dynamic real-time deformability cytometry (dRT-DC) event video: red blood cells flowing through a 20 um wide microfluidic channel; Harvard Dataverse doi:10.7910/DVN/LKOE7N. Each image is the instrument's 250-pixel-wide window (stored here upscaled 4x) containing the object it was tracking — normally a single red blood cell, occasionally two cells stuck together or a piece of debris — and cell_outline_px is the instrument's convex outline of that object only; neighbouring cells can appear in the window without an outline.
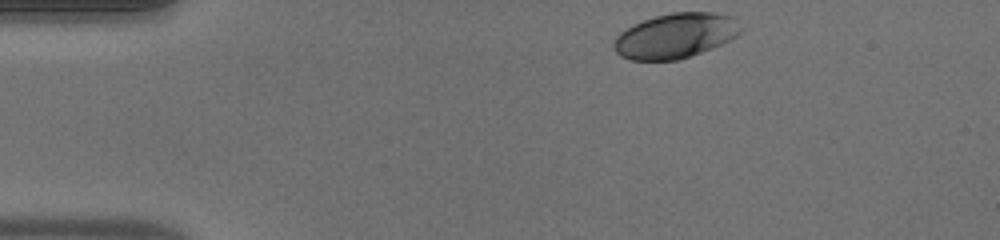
{"species": "human", "species_latin": "Homo sapiens", "temperature_condition": "warm", "stored_images_in_passage": 35, "camera_frame_rate_fps": 3000, "um_per_image_px": 0.085, "donor": {"sex": "male"}, "frame": {"image": 1, "passage_image": 1, "time_ms": 0.0, "image_size_px": [1000, 240], "cell_outline_px": [[744, 28], [736, 36], [712, 48], [676, 60], [632, 60], [620, 56], [612, 48], [612, 44], [616, 36], [620, 32], [644, 20], [656, 16], [672, 12], [716, 12], [732, 16]], "centroid_in_image_um": [57.41, 3.03], "position_along_channel_um": 27.6, "area_um2": 33.12}}
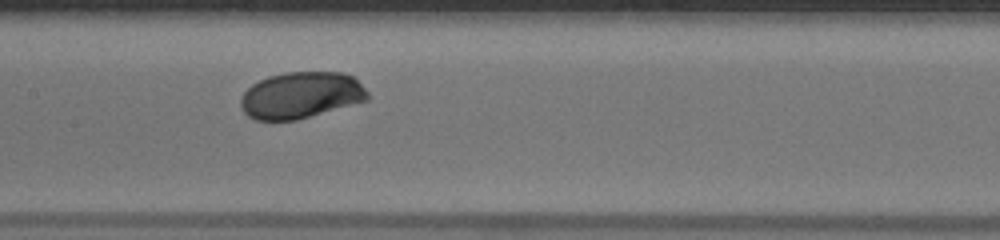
{"frame": {"image": 2, "passage_image": 18, "time_ms": 5.667, "image_size_px": [1000, 240], "cell_outline_px": [[368, 100], [296, 120], [256, 120], [248, 116], [244, 112], [240, 104], [240, 96], [252, 84], [268, 76], [284, 72], [340, 72], [352, 76], [368, 92]], "centroid_in_image_um": [25.55, 8.09], "position_along_channel_um": 181.9, "area_um2": 34.28}}
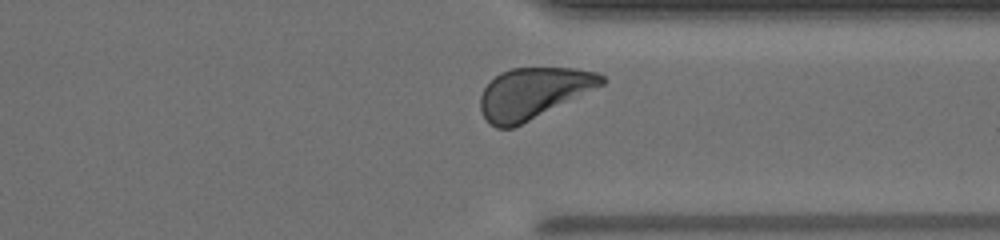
{"frame": {"image": 3, "passage_image": 32, "time_ms": 10.333, "image_size_px": [1000, 240], "cell_outline_px": [[608, 80], [604, 84], [596, 88], [512, 128], [496, 128], [484, 116], [480, 108], [480, 96], [484, 88], [500, 72], [512, 68], [572, 68], [596, 72], [604, 76]], "centroid_in_image_um": [45.33, 7.89], "position_along_channel_um": 366.1, "area_um2": 35.37}, "authors_computed_cell_mechanics": {"area_um2": 34.5644, "velocity_mm_per_s": 3.9592, "shape_relaxation_time_tau1_ms": 2.0692, "shape_relaxation_time_tau2_ms": null, "deformation_change_tau1": 0.112, "deformation_change_tau2": null}}